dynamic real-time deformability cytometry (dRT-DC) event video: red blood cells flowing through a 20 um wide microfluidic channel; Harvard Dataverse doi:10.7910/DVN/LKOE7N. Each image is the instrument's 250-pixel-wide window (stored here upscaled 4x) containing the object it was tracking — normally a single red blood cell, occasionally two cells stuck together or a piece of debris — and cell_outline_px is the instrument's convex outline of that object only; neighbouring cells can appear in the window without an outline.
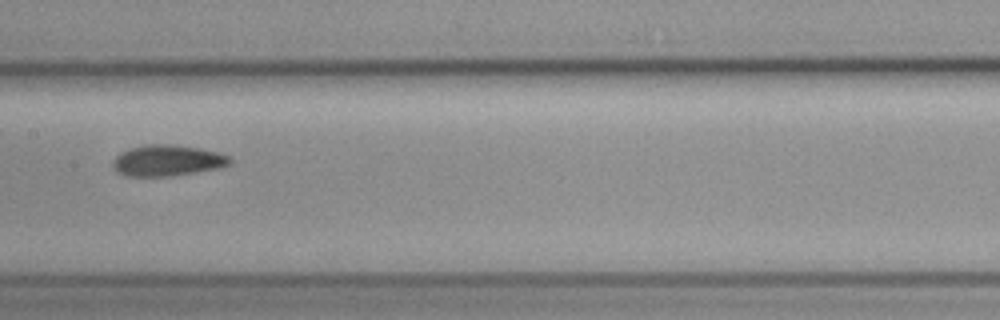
{"species": "common noctule bat (a hibernating species)", "species_latin": "Nyctalus noctula", "temperature_condition": "cold", "stored_images_in_passage": 6, "camera_frame_rate_fps": 3000, "um_per_image_px": 0.085, "animal": {"sex": "female", "body_mass_g": 19.3, "forearm_length_mm": 54.1}, "frame": {"image": 1, "passage_image": 5, "time_ms": 5.667, "image_size_px": [1000, 320], "cell_outline_px": [[232, 160], [228, 164], [216, 168], [172, 176], [128, 176], [116, 172], [112, 164], [116, 156], [120, 152], [132, 148], [148, 144], [172, 144], [196, 148], [216, 152], [228, 156]], "centroid_in_image_um": [14.17, 13.64], "position_along_channel_um": 193.2, "area_um2": 20.81}}